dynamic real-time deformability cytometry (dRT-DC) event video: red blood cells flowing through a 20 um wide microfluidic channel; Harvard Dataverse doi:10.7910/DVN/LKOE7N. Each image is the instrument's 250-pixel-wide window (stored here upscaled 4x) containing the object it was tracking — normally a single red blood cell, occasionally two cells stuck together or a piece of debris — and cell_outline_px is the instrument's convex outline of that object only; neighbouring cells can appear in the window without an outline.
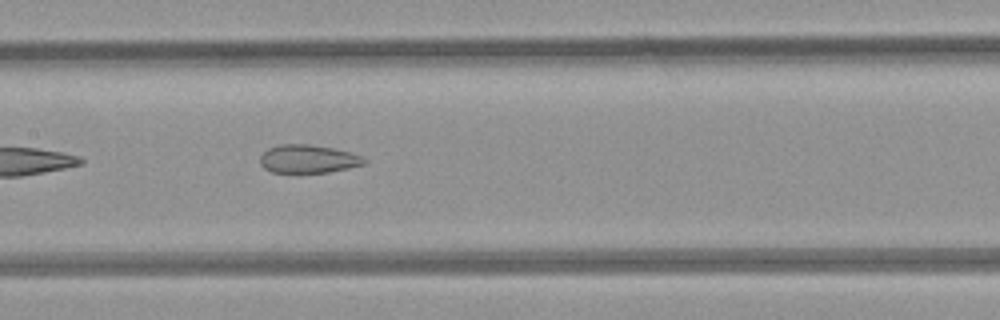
{"species": "common noctule bat (a hibernating species)", "species_latin": "Nyctalus noctula", "temperature_condition": "room temperature", "stored_images_in_passage": 7, "camera_frame_rate_fps": 3000, "um_per_image_px": 0.085, "animal": {"sex": "female", "body_mass_g": 21.9}, "frame": {"image": 1, "passage_image": 7, "time_ms": 7.667, "image_size_px": [1000, 320], "cell_outline_px": [[368, 160], [364, 164], [348, 168], [328, 172], [272, 172], [264, 168], [260, 164], [260, 156], [268, 148], [280, 144], [312, 144], [352, 152], [364, 156]], "centroid_in_image_um": [26.22, 13.5], "position_along_channel_um": 181.2, "area_um2": 17.22}}